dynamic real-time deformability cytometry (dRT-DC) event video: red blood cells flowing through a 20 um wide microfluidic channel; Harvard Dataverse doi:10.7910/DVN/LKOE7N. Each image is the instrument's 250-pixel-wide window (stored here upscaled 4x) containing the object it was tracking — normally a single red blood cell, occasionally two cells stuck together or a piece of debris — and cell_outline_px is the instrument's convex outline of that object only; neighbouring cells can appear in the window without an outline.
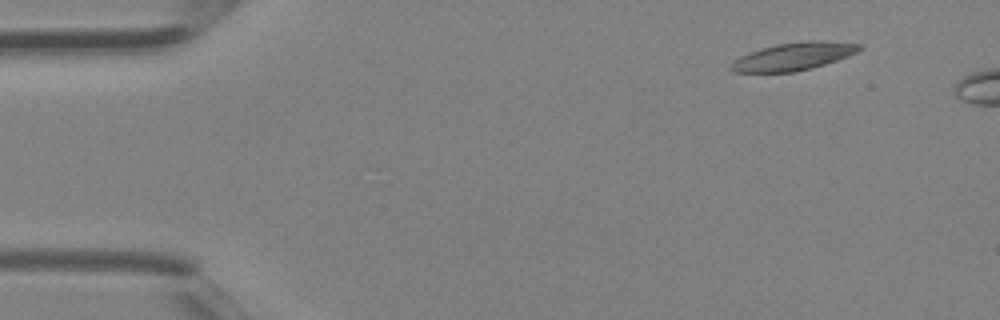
{"species": "Egyptian fruit bat (a non-hibernating species)", "species_latin": "Rousettus aegyptiacus", "temperature_condition": "room temperature", "stored_images_in_passage": 4, "camera_frame_rate_fps": 3000, "um_per_image_px": 0.085, "animal": {"sex": "female"}, "frame": {"image": 1, "passage_image": 1, "time_ms": 0.0, "image_size_px": [1000, 320], "cell_outline_px": [[864, 48], [848, 56], [812, 68], [796, 72], [732, 72], [728, 68], [740, 56], [776, 44], [812, 40], [816, 40], [864, 44]], "centroid_in_image_um": [67.49, 4.8], "position_along_channel_um": 17.5, "area_um2": 20.52}}